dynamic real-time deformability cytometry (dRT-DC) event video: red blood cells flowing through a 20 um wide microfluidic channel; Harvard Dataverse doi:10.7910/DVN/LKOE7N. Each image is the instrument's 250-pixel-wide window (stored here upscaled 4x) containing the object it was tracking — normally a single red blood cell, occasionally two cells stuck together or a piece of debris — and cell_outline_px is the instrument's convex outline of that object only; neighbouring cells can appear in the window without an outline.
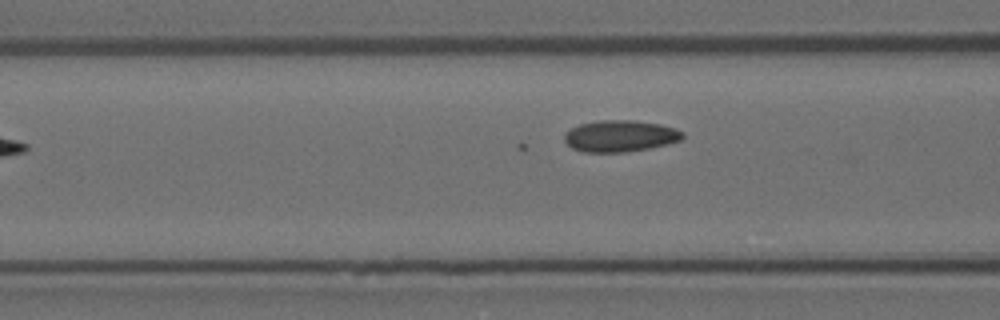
{"species": "Egyptian fruit bat (a non-hibernating species)", "species_latin": "Rousettus aegyptiacus", "temperature_condition": "room temperature", "stored_images_in_passage": 7, "camera_frame_rate_fps": 3000, "um_per_image_px": 0.085, "animal": {"sex": "female"}, "frame": {"image": 1, "passage_image": 6, "time_ms": 1.667, "image_size_px": [1000, 320], "cell_outline_px": [[684, 136], [680, 140], [668, 144], [648, 148], [624, 152], [584, 152], [572, 148], [564, 140], [564, 132], [580, 124], [600, 120], [636, 120], [660, 124], [676, 128], [684, 132]], "centroid_in_image_um": [52.72, 11.55], "position_along_channel_um": 113.9, "area_um2": 21.79}}